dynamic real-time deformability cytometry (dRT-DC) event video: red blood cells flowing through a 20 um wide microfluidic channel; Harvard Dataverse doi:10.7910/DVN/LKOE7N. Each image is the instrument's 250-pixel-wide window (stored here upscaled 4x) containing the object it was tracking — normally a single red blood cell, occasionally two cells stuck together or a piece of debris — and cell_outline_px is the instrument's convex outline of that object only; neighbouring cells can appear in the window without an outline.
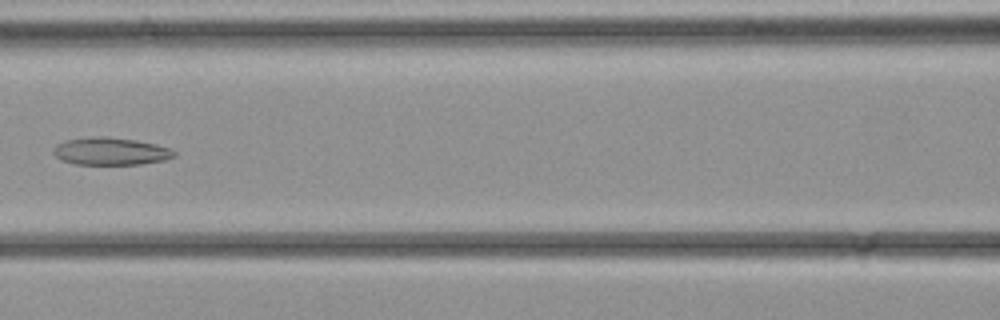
{"species": "common noctule bat (a hibernating species)", "species_latin": "Nyctalus noctula", "temperature_condition": "cold", "stored_images_in_passage": 33, "camera_frame_rate_fps": 3000, "um_per_image_px": 0.085, "animal": {"sex": "female", "body_mass_g": 21.9}, "frame": {"image": 1, "passage_image": 14, "time_ms": 4.333, "image_size_px": [1000, 320], "cell_outline_px": [[176, 156], [164, 160], [140, 164], [76, 164], [60, 160], [52, 152], [56, 144], [64, 140], [92, 136], [104, 136], [136, 140], [156, 144], [168, 148], [176, 152]], "centroid_in_image_um": [9.37, 12.85], "position_along_channel_um": 157.2, "area_um2": 19.42}}
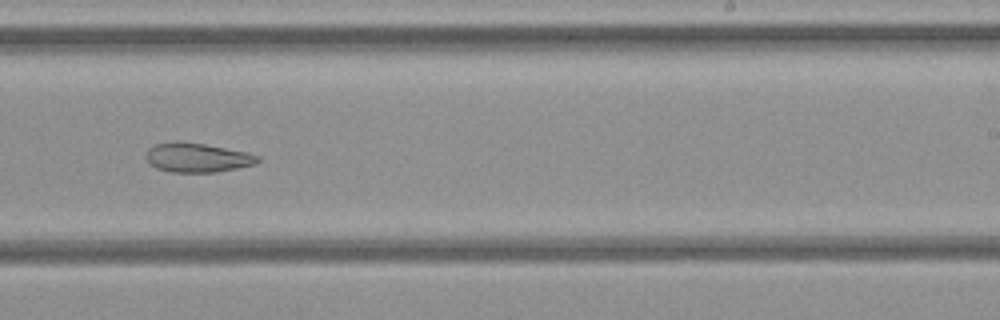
{"frame": {"image": 2, "passage_image": 20, "time_ms": 6.333, "image_size_px": [1000, 320], "cell_outline_px": [[260, 160], [256, 164], [216, 172], [172, 172], [156, 168], [148, 164], [144, 156], [148, 148], [156, 144], [176, 140], [204, 144], [248, 152], [260, 156]], "centroid_in_image_um": [16.73, 13.39], "position_along_channel_um": 272.3, "area_um2": 19.31}}
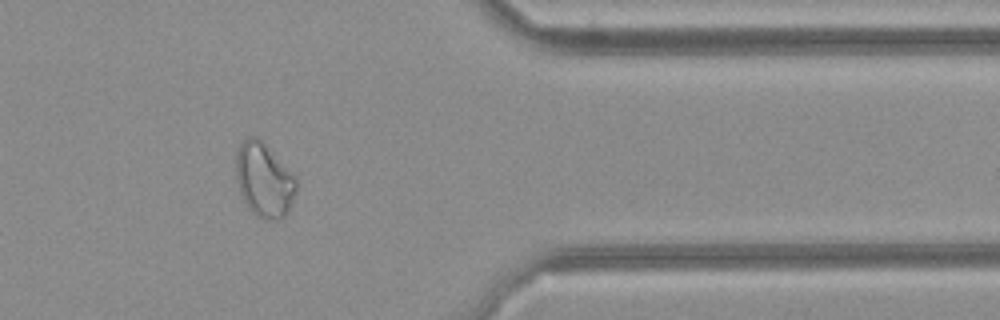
{"frame": {"image": 3, "passage_image": 27, "time_ms": 8.667, "image_size_px": [1000, 320], "cell_outline_px": [[300, 184], [288, 212], [284, 216], [276, 220], [268, 220], [252, 212], [248, 208], [240, 192], [236, 180], [236, 152], [240, 144], [248, 136], [256, 136], [300, 180]], "centroid_in_image_um": [22.48, 15.31], "position_along_channel_um": 388.9, "area_um2": 26.18}}